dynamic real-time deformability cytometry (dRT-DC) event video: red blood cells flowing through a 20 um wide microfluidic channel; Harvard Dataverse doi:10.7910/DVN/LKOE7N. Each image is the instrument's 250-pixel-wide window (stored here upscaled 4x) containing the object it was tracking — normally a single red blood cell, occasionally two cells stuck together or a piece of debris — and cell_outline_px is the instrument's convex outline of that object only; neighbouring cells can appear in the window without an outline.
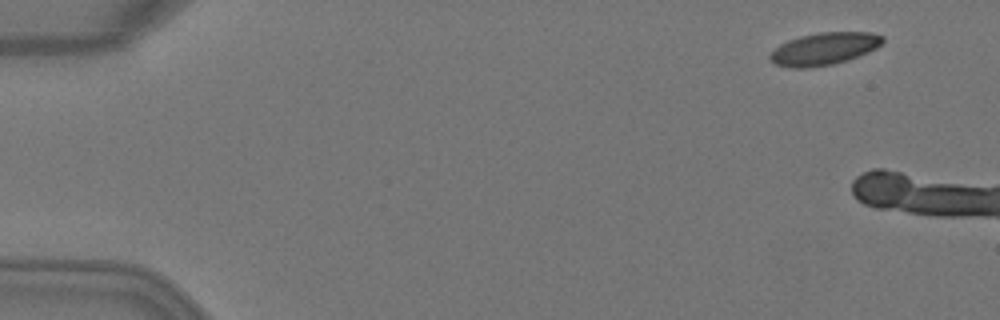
{"species": "Egyptian fruit bat (a non-hibernating species)", "species_latin": "Rousettus aegyptiacus", "temperature_condition": "warm", "stored_images_in_passage": 4, "camera_frame_rate_fps": 3000, "um_per_image_px": 0.085, "animal": {"sex": "female"}, "frame": {"image": 1, "passage_image": 4, "time_ms": 1.0, "image_size_px": [1000, 320], "cell_outline_px": [[884, 40], [876, 48], [848, 60], [832, 64], [808, 68], [792, 68], [776, 64], [768, 56], [780, 44], [788, 40], [800, 36], [820, 32], [872, 32], [884, 36]], "centroid_in_image_um": [70.06, 4.14], "position_along_channel_um": 14.9, "area_um2": 21.1}}